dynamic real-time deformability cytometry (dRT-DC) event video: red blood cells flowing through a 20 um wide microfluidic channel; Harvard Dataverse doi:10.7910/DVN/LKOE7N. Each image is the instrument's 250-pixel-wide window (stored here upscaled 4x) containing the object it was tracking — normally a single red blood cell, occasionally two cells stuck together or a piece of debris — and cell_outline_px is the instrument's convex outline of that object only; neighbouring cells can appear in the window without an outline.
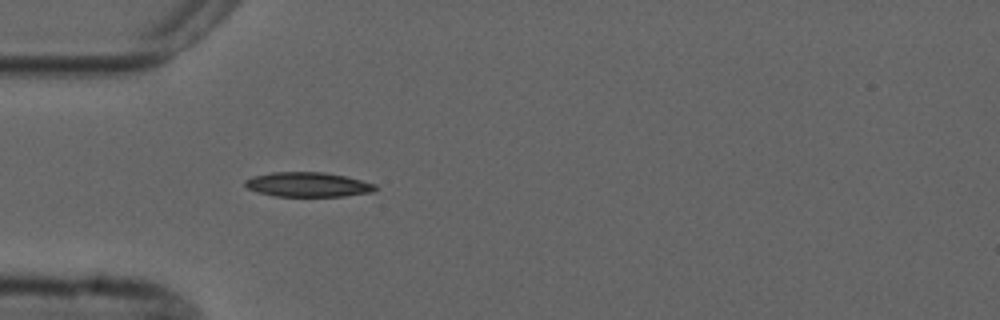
{"species": "common noctule bat (a hibernating species)", "species_latin": "Nyctalus noctula", "temperature_condition": "cold", "stored_images_in_passage": 5, "camera_frame_rate_fps": 3000, "um_per_image_px": 0.085, "animal": {"sex": "male", "forearm_length_mm": 52.5}, "frame": {"image": 1, "passage_image": 5, "time_ms": 4.667, "image_size_px": [1000, 320], "cell_outline_px": [[376, 188], [372, 192], [344, 196], [272, 196], [256, 192], [248, 188], [244, 184], [244, 180], [252, 176], [272, 172], [324, 172], [344, 176], [376, 184]], "centroid_in_image_um": [26.12, 15.69], "position_along_channel_um": 58.9, "area_um2": 18.67}}